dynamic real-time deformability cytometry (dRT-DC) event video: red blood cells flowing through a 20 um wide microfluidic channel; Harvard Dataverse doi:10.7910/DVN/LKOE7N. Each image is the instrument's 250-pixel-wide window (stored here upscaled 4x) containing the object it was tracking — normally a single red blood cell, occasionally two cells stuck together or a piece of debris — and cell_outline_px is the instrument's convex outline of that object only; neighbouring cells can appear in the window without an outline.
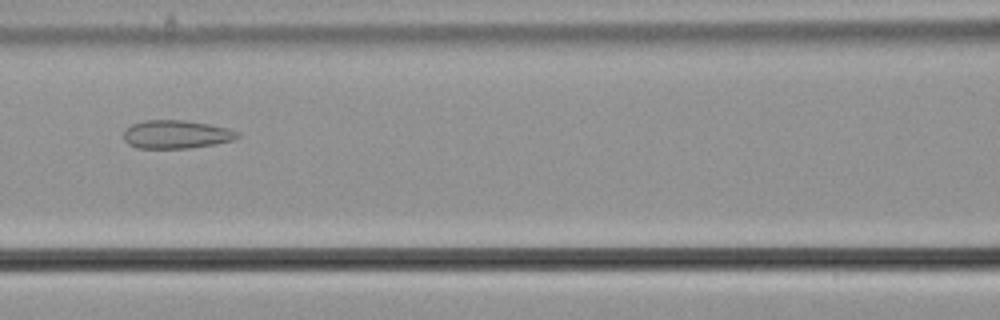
{"species": "common noctule bat (a hibernating species)", "species_latin": "Nyctalus noctula", "temperature_condition": "cold", "stored_images_in_passage": 38, "camera_frame_rate_fps": 3000, "um_per_image_px": 0.085, "animal": {"sex": "male", "body_mass_g": 21.5, "forearm_length_mm": 52.0}, "frame": {"image": 1, "passage_image": 7, "time_ms": 2.0, "image_size_px": [1000, 320], "cell_outline_px": [[240, 136], [232, 140], [216, 144], [188, 148], [136, 148], [128, 144], [124, 140], [124, 128], [132, 124], [144, 120], [184, 120], [208, 124], [228, 128], [240, 132]], "centroid_in_image_um": [14.96, 11.42], "position_along_channel_um": 151.6, "area_um2": 18.9}}
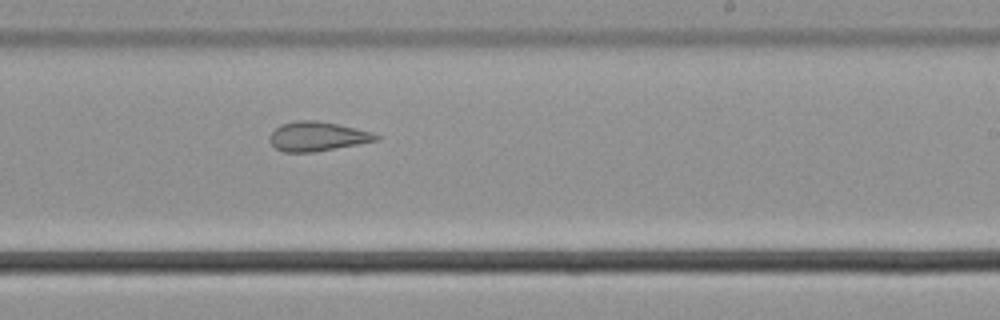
{"frame": {"image": 2, "passage_image": 16, "time_ms": 5.0, "image_size_px": [1000, 320], "cell_outline_px": [[380, 140], [312, 152], [284, 152], [276, 148], [268, 140], [268, 136], [280, 124], [296, 120], [316, 120], [336, 124], [372, 132], [380, 136]], "centroid_in_image_um": [26.94, 11.59], "position_along_channel_um": 262.1, "area_um2": 18.09}}
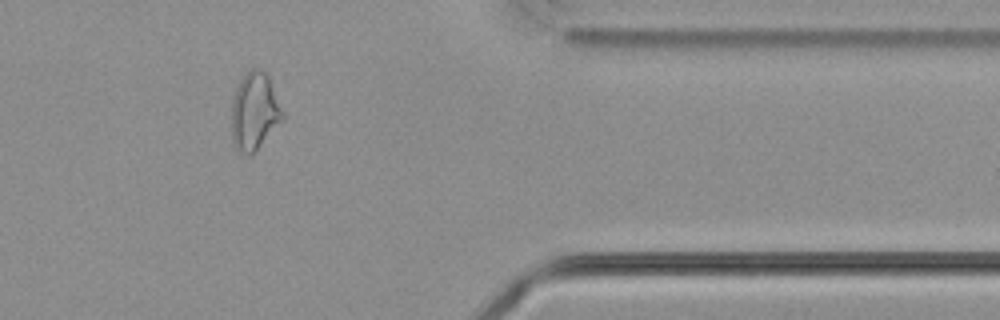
{"frame": {"image": 3, "passage_image": 28, "time_ms": 9.0, "image_size_px": [1000, 320], "cell_outline_px": [[284, 120], [256, 152], [252, 156], [248, 156], [236, 148], [232, 140], [232, 100], [236, 88], [240, 80], [252, 68], [260, 68], [268, 76], [272, 84], [284, 112]], "centroid_in_image_um": [21.66, 9.51], "position_along_channel_um": 389.7, "area_um2": 23.35}}